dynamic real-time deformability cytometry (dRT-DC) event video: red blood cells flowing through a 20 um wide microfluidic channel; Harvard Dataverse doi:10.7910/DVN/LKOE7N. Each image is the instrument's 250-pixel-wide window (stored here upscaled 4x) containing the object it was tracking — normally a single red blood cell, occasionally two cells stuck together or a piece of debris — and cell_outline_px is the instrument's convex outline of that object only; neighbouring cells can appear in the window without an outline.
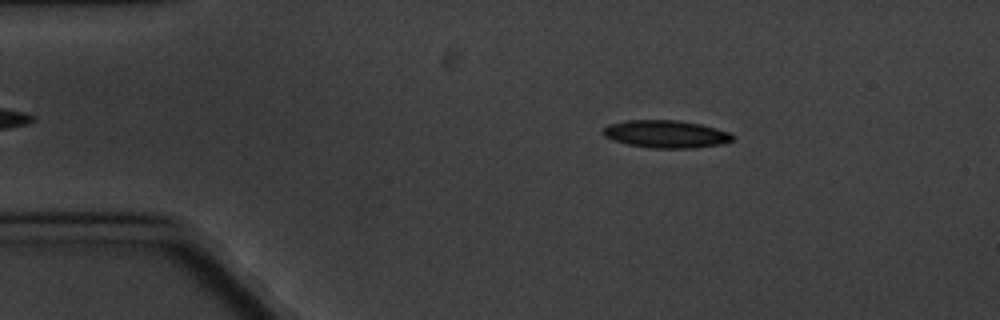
{"species": "common noctule bat (a hibernating species)", "species_latin": "Nyctalus noctula", "temperature_condition": "cold", "stored_images_in_passage": 3, "camera_frame_rate_fps": 3000, "um_per_image_px": 0.085, "animal": {"sex": "male", "body_mass_g": 20.1, "forearm_length_mm": 53.5}, "frame": {"image": 1, "passage_image": 2, "time_ms": 1.333, "image_size_px": [1000, 320], "cell_outline_px": [[736, 140], [720, 144], [696, 148], [648, 148], [628, 144], [612, 140], [604, 136], [604, 128], [608, 124], [628, 120], [676, 120], [700, 124], [716, 128], [728, 132], [736, 136]], "centroid_in_image_um": [56.64, 11.4], "position_along_channel_um": 28.4, "area_um2": 20.92}}